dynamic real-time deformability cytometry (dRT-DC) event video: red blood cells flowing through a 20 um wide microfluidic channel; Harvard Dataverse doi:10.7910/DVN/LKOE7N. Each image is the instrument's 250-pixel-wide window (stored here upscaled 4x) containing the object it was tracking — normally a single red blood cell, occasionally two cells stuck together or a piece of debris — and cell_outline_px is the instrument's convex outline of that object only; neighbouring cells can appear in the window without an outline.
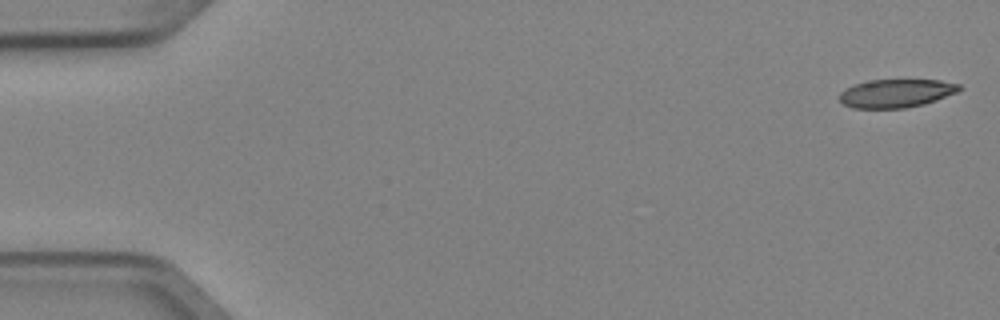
{"species": "Egyptian fruit bat (a non-hibernating species)", "species_latin": "Rousettus aegyptiacus", "temperature_condition": "cold", "stored_images_in_passage": 5, "camera_frame_rate_fps": 3000, "um_per_image_px": 0.085, "animal": {"sex": "female"}, "frame": {"image": 1, "passage_image": 1, "time_ms": 0.0, "image_size_px": [1000, 320], "cell_outline_px": [[964, 88], [956, 92], [936, 100], [924, 104], [904, 108], [852, 108], [844, 104], [840, 100], [840, 92], [844, 88], [856, 84], [872, 80], [940, 80], [960, 84]], "centroid_in_image_um": [76.19, 7.93], "position_along_channel_um": 8.8, "area_um2": 19.71}}
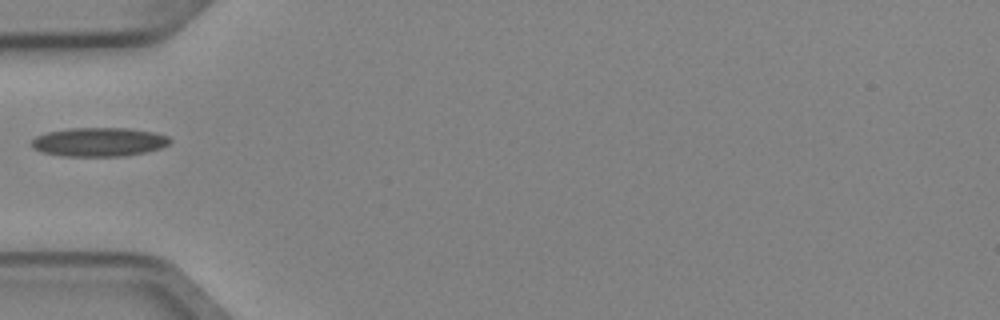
{"frame": {"image": 2, "passage_image": 5, "time_ms": 1.333, "image_size_px": [1000, 320], "cell_outline_px": [[172, 140], [168, 144], [160, 148], [144, 152], [124, 156], [64, 156], [40, 152], [32, 148], [32, 140], [36, 136], [48, 132], [68, 128], [128, 128], [156, 132], [168, 136]], "centroid_in_image_um": [8.41, 12.06], "position_along_channel_um": 76.6, "area_um2": 23.35}}